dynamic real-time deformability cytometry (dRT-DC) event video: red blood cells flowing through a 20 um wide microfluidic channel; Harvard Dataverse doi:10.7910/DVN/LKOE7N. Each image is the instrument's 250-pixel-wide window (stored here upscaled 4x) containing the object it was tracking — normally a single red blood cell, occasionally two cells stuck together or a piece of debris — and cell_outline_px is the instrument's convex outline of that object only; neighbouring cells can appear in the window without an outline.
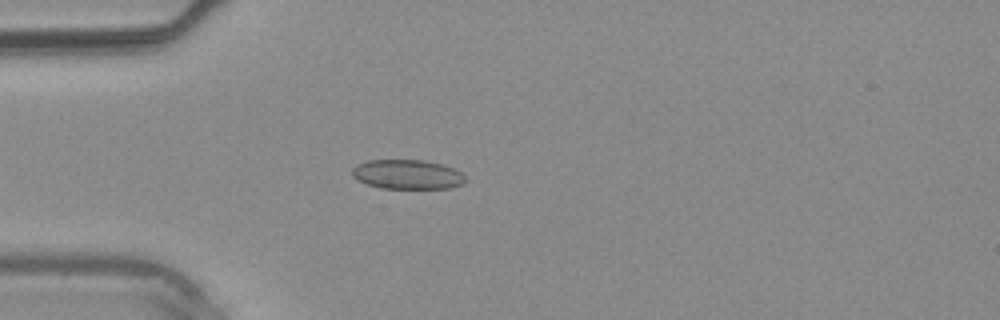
{"species": "common noctule bat (a hibernating species)", "species_latin": "Nyctalus noctula", "temperature_condition": "warm", "stored_images_in_passage": 2, "camera_frame_rate_fps": 3000, "um_per_image_px": 0.085, "animal": {"sex": "male", "body_mass_g": 20.4}, "frame": {"image": 1, "passage_image": 2, "time_ms": 2.0, "image_size_px": [1000, 320], "cell_outline_px": [[468, 180], [464, 184], [452, 188], [380, 188], [368, 184], [352, 176], [352, 168], [356, 164], [368, 160], [424, 160], [444, 164], [460, 172]], "centroid_in_image_um": [34.66, 14.82], "position_along_channel_um": 50.3, "area_um2": 19.54}}